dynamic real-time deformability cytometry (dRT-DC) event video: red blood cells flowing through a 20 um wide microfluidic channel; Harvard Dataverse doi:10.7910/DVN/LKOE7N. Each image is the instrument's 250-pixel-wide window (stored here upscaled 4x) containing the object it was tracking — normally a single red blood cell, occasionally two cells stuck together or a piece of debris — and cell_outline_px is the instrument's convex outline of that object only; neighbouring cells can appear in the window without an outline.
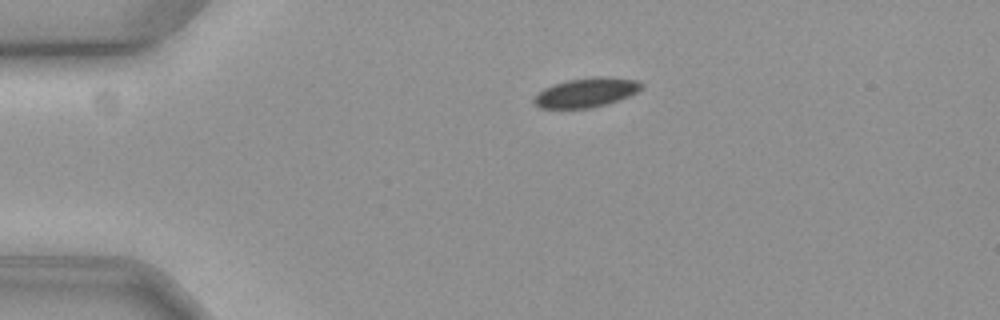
{"species": "common noctule bat (a hibernating species)", "species_latin": "Nyctalus noctula", "temperature_condition": "cold", "stored_images_in_passage": 32, "camera_frame_rate_fps": 3000, "um_per_image_px": 0.085, "animal": {"sex": "female", "body_mass_g": 19.3, "forearm_length_mm": 54.1}, "frame": {"image": 1, "passage_image": 3, "time_ms": 0.667, "image_size_px": [1000, 320], "cell_outline_px": [[644, 84], [636, 92], [628, 96], [604, 104], [588, 108], [540, 108], [532, 100], [544, 88], [552, 84], [568, 80], [592, 76], [608, 76], [636, 80]], "centroid_in_image_um": [49.82, 7.84], "position_along_channel_um": 35.2, "area_um2": 18.15}}
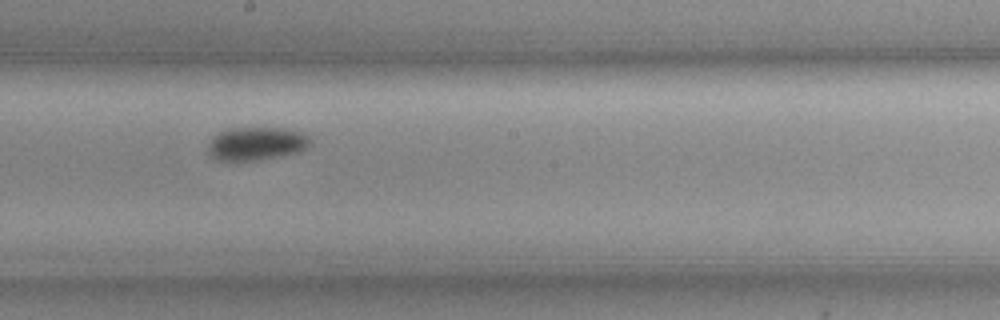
{"frame": {"image": 2, "passage_image": 23, "time_ms": 7.333, "image_size_px": [1000, 320], "cell_outline_px": [[312, 144], [300, 152], [260, 160], [228, 164], [216, 160], [208, 152], [208, 148], [212, 136], [228, 128], [284, 128], [300, 132], [308, 136], [312, 140]], "centroid_in_image_um": [21.76, 12.25], "position_along_channel_um": 226.4, "area_um2": 20.52}}
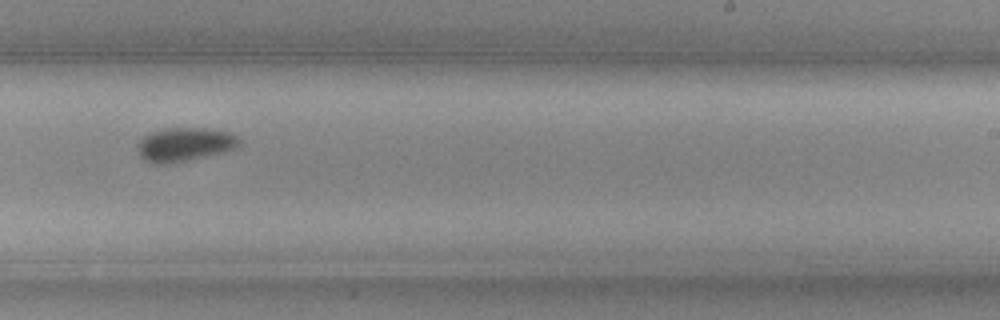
{"frame": {"image": 3, "passage_image": 27, "time_ms": 8.667, "image_size_px": [1000, 320], "cell_outline_px": [[240, 144], [224, 152], [188, 160], [164, 164], [156, 164], [144, 160], [140, 156], [136, 144], [144, 136], [152, 132], [164, 128], [204, 128], [232, 132], [240, 136]], "centroid_in_image_um": [15.7, 12.27], "position_along_channel_um": 273.3, "area_um2": 20.06}}